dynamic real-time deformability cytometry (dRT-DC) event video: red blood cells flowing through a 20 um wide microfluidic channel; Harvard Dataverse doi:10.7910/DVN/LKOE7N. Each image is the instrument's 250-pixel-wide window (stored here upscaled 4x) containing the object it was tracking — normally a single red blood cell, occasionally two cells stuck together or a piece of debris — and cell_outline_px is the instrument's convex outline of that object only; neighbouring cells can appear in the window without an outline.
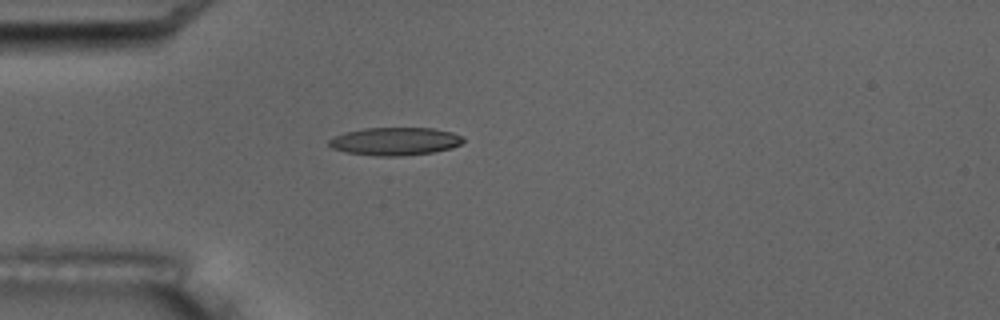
{"species": "common noctule bat (a hibernating species)", "species_latin": "Nyctalus noctula", "temperature_condition": "room temperature", "stored_images_in_passage": 6, "camera_frame_rate_fps": 3000, "um_per_image_px": 0.085, "animal": {"sex": "male", "body_mass_g": 17.5, "forearm_length_mm": 52.3}, "frame": {"image": 1, "passage_image": 5, "time_ms": 4.667, "image_size_px": [1000, 320], "cell_outline_px": [[464, 140], [460, 144], [452, 148], [432, 152], [400, 156], [376, 156], [344, 152], [332, 148], [328, 144], [328, 140], [332, 136], [344, 132], [364, 128], [432, 128], [452, 132], [460, 136]], "centroid_in_image_um": [33.52, 12.01], "position_along_channel_um": 51.5, "area_um2": 21.91}}